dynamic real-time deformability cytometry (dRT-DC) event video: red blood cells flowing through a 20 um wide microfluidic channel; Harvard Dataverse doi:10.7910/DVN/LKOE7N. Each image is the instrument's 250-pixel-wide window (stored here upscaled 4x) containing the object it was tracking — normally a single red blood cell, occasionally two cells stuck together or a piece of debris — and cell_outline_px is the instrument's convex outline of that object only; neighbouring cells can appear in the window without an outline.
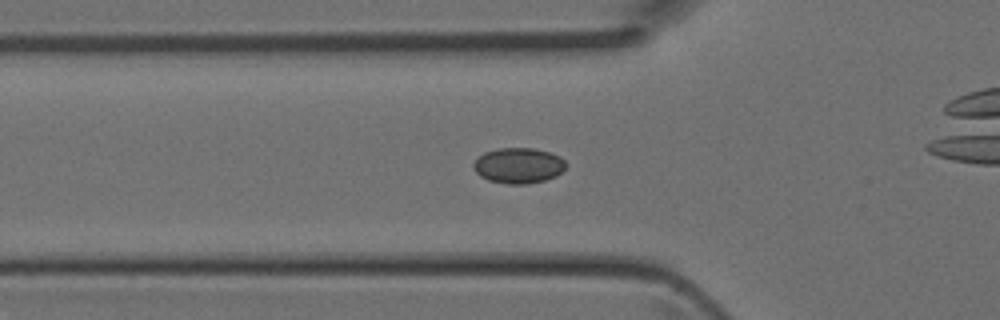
{"species": "Egyptian fruit bat (a non-hibernating species)", "species_latin": "Rousettus aegyptiacus", "temperature_condition": "room temperature", "stored_images_in_passage": 34, "camera_frame_rate_fps": 3000, "um_per_image_px": 0.085, "animal": {"sex": "female"}, "frame": {"image": 1, "passage_image": 12, "time_ms": 3.667, "image_size_px": [1000, 320], "cell_outline_px": [[564, 168], [556, 176], [544, 180], [528, 184], [508, 184], [488, 180], [480, 176], [472, 168], [472, 164], [484, 152], [500, 148], [532, 148], [548, 152], [560, 156], [564, 160]], "centroid_in_image_um": [44.04, 14.07], "position_along_channel_um": 81.8, "area_um2": 19.02}}
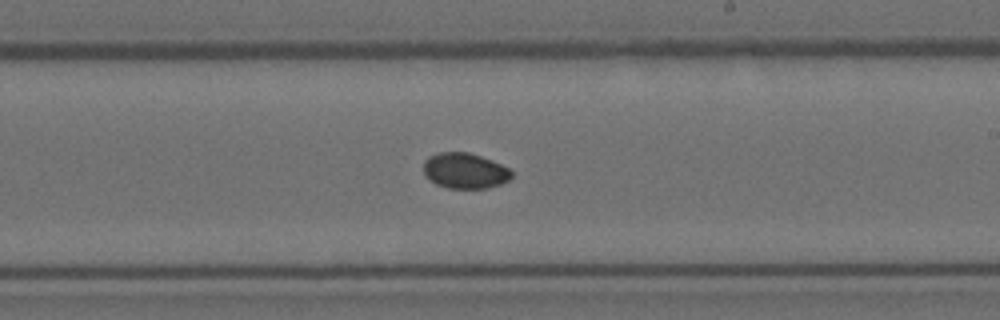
{"frame": {"image": 2, "passage_image": 23, "time_ms": 7.333, "image_size_px": [1000, 320], "cell_outline_px": [[512, 176], [508, 180], [500, 184], [488, 188], [448, 188], [436, 184], [424, 172], [424, 160], [428, 156], [440, 152], [468, 152], [492, 160], [508, 168], [512, 172]], "centroid_in_image_um": [39.52, 14.5], "position_along_channel_um": 249.5, "area_um2": 18.09}}
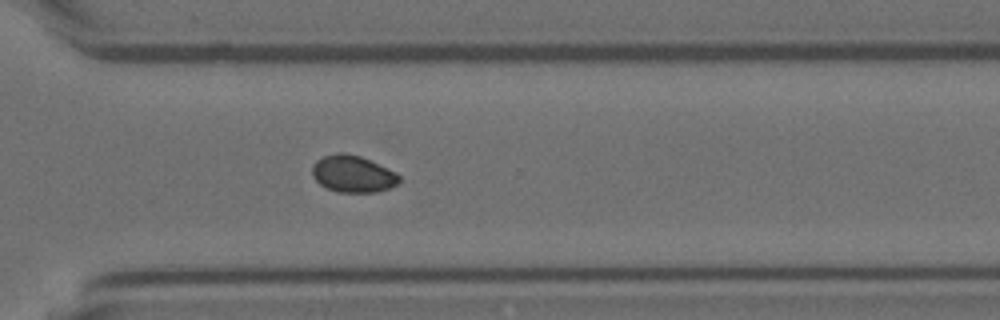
{"frame": {"image": 3, "passage_image": 29, "time_ms": 9.333, "image_size_px": [1000, 320], "cell_outline_px": [[400, 180], [396, 184], [388, 188], [376, 192], [336, 192], [320, 184], [312, 176], [312, 164], [316, 160], [324, 156], [336, 152], [344, 152], [360, 156], [396, 172], [400, 176]], "centroid_in_image_um": [29.96, 14.77], "position_along_channel_um": 340.6, "area_um2": 18.67}}